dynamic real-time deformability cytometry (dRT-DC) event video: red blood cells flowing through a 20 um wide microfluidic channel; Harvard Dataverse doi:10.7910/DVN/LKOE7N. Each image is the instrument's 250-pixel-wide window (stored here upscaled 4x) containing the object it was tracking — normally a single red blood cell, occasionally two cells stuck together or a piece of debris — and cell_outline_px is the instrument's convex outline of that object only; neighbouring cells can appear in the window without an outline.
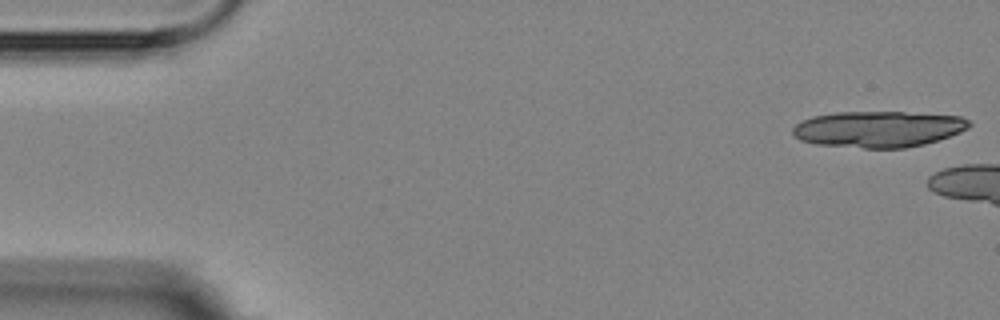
{"species": "Egyptian fruit bat (a non-hibernating species)", "species_latin": "Rousettus aegyptiacus", "temperature_condition": "room temperature", "stored_images_in_passage": 3, "camera_frame_rate_fps": 3000, "um_per_image_px": 0.085, "animal": {"sex": "female"}, "frame": {"image": 1, "passage_image": 1, "time_ms": 0.0, "image_size_px": [1000, 320], "cell_outline_px": [[972, 124], [968, 128], [960, 132], [924, 144], [904, 148], [864, 148], [816, 144], [800, 140], [792, 136], [792, 128], [800, 120], [812, 116], [836, 112], [904, 112], [960, 116], [968, 120]], "centroid_in_image_um": [74.6, 10.97], "position_along_channel_um": 10.4, "area_um2": 37.28}}